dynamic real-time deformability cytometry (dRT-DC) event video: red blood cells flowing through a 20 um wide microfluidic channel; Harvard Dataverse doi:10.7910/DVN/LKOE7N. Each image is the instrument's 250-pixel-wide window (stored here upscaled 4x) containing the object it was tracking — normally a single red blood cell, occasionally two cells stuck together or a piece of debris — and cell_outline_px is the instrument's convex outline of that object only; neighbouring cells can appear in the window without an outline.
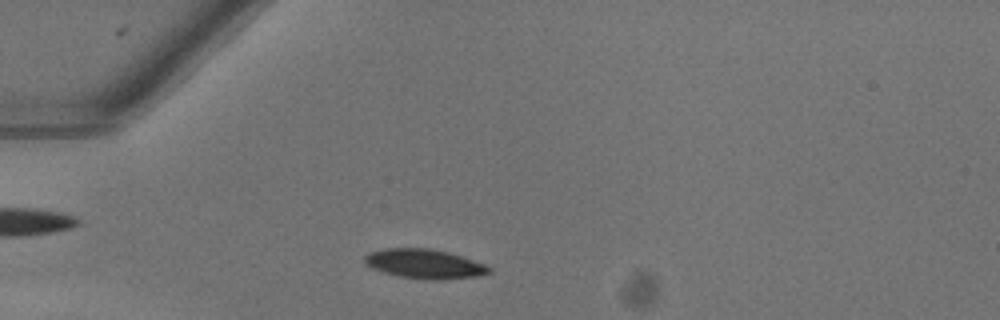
{"species": "common noctule bat (a hibernating species)", "species_latin": "Nyctalus noctula", "temperature_condition": "warm", "stored_images_in_passage": 43, "camera_frame_rate_fps": 3000, "um_per_image_px": 0.085, "animal": {"sex": "female"}, "frame": {"image": 1, "passage_image": 6, "time_ms": 1.667, "image_size_px": [1000, 320], "cell_outline_px": [[492, 272], [480, 276], [440, 280], [432, 280], [396, 276], [372, 268], [364, 264], [364, 256], [368, 252], [384, 248], [428, 248], [448, 252], [484, 264], [492, 268]], "centroid_in_image_um": [36.06, 22.43], "position_along_channel_um": 48.9, "area_um2": 21.44}}
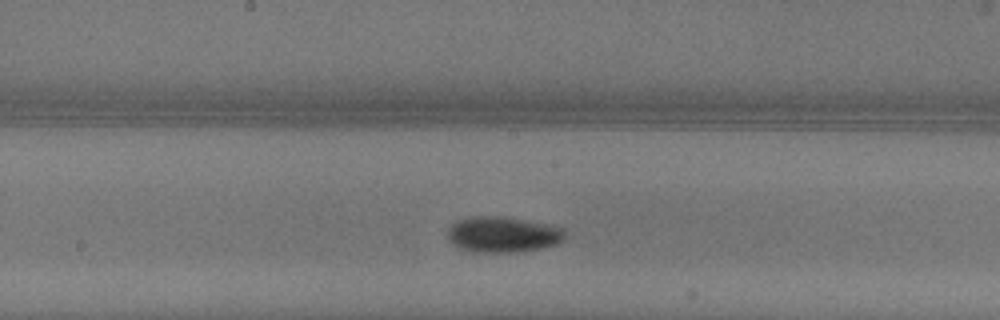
{"frame": {"image": 2, "passage_image": 19, "time_ms": 6.0, "image_size_px": [1000, 320], "cell_outline_px": [[564, 240], [556, 244], [540, 248], [512, 252], [472, 252], [460, 248], [452, 244], [448, 240], [448, 228], [452, 224], [460, 220], [472, 216], [500, 216], [544, 224], [564, 228]], "centroid_in_image_um": [42.7, 19.94], "position_along_channel_um": 205.5, "area_um2": 24.16}}
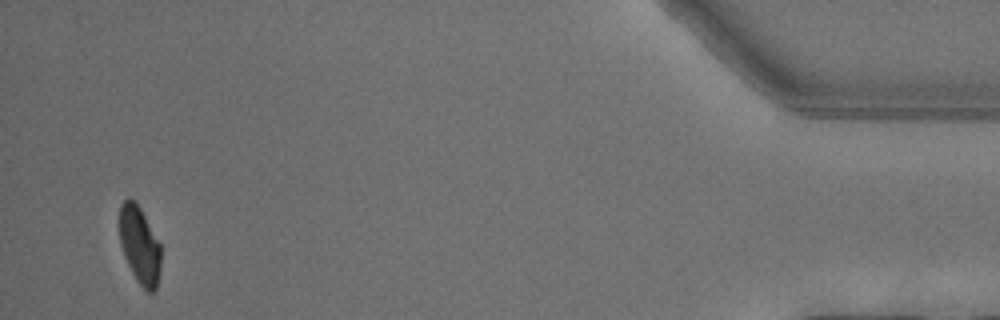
{"frame": {"image": 3, "passage_image": 41, "time_ms": 13.333, "image_size_px": [1000, 320], "cell_outline_px": [[160, 272], [156, 288], [152, 292], [148, 292], [136, 280], [124, 256], [120, 244], [120, 204], [128, 196], [136, 200], [160, 244]], "centroid_in_image_um": [11.86, 20.81], "position_along_channel_um": 423.3, "area_um2": 18.67}, "authors_computed_cell_mechanics": {"area_um2": 21.7328, "velocity_mm_per_s": 4.0611, "shape_relaxation_time_tau1_ms": 3.3586, "shape_relaxation_time_tau2_ms": null, "deformation_change_tau1": 0.1328, "deformation_change_tau2": null}}